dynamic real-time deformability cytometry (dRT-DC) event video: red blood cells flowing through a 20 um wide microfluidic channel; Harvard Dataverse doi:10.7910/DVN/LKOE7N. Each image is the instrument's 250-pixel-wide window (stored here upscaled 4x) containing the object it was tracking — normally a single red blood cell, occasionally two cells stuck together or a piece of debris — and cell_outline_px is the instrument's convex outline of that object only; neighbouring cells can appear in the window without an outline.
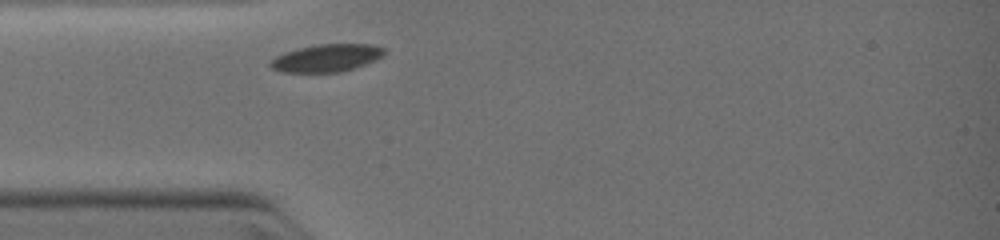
{"species": "common noctule bat (a hibernating species)", "species_latin": "Nyctalus noctula", "temperature_condition": "warm", "stored_images_in_passage": 1, "camera_frame_rate_fps": 3000, "um_per_image_px": 0.085, "animal": {"sex": "female", "body_mass_g": 19.0, "forearm_length_mm": 51.5}, "frame": {"image": 1, "passage_image": 1, "time_ms": 0.0, "image_size_px": [1000, 240], "cell_outline_px": [[384, 56], [376, 60], [340, 72], [280, 72], [272, 68], [268, 64], [276, 56], [300, 48], [316, 44], [372, 44], [384, 48]], "centroid_in_image_um": [27.77, 4.93], "position_along_channel_um": 57.2, "area_um2": 18.09}}